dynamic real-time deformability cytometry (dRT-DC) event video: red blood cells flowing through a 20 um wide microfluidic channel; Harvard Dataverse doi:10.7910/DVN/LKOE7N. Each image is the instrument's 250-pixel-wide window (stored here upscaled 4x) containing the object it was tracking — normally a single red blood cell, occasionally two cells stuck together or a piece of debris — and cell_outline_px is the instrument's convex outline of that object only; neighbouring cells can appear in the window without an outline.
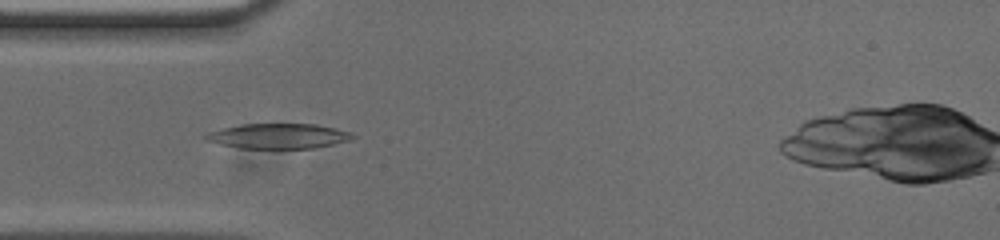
{"species": "common noctule bat (a hibernating species)", "species_latin": "Nyctalus noctula", "temperature_condition": "cold", "stored_images_in_passage": 44, "camera_frame_rate_fps": 3000, "um_per_image_px": 0.085, "animal": {"sex": "male", "body_mass_g": 20.0, "forearm_length_mm": 53.3}, "frame": {"image": 1, "passage_image": 13, "time_ms": 4.0, "image_size_px": [1000, 240], "cell_outline_px": [[356, 136], [352, 140], [312, 148], [240, 148], [220, 144], [204, 140], [204, 136], [208, 132], [220, 128], [240, 124], [316, 124], [336, 128], [352, 132]], "centroid_in_image_um": [23.66, 11.56], "position_along_channel_um": 61.3, "area_um2": 21.56}}
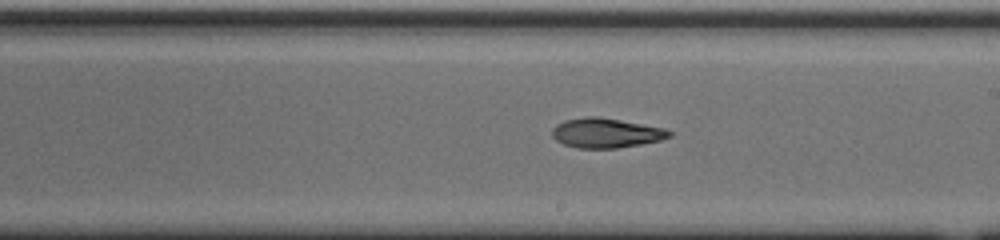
{"frame": {"image": 2, "passage_image": 27, "time_ms": 8.667, "image_size_px": [1000, 240], "cell_outline_px": [[672, 136], [660, 140], [640, 144], [616, 148], [576, 148], [564, 144], [556, 140], [552, 136], [552, 128], [556, 124], [564, 120], [584, 116], [596, 116], [620, 120], [664, 128], [672, 132]], "centroid_in_image_um": [51.48, 11.3], "position_along_channel_um": 237.5, "area_um2": 20.23}}
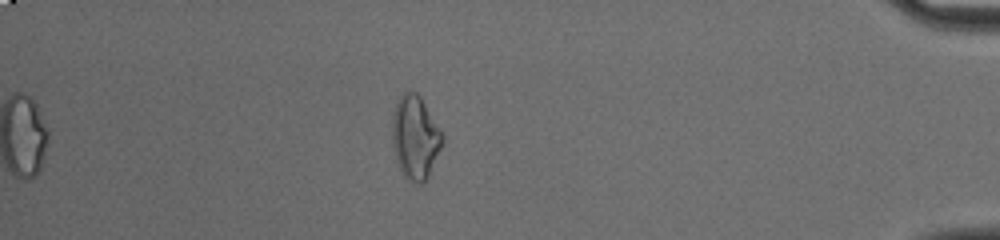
{"frame": {"image": 3, "passage_image": 44, "time_ms": 14.333, "image_size_px": [1000, 240], "cell_outline_px": [[444, 144], [428, 176], [420, 184], [416, 184], [408, 180], [404, 176], [396, 160], [392, 144], [392, 116], [396, 104], [400, 96], [404, 92], [416, 92], [420, 96], [440, 128], [444, 140]], "centroid_in_image_um": [35.3, 11.69], "position_along_channel_um": 399.9, "area_um2": 24.45}, "authors_computed_cell_mechanics": {"area_um2": 20.5768, "velocity_mm_per_s": 3.7606, "shape_relaxation_time_tau1_ms": 6.4685, "shape_relaxation_time_tau2_ms": 5.0325, "deformation_change_tau1": 0.1998, "deformation_change_tau2": 0.1453}}